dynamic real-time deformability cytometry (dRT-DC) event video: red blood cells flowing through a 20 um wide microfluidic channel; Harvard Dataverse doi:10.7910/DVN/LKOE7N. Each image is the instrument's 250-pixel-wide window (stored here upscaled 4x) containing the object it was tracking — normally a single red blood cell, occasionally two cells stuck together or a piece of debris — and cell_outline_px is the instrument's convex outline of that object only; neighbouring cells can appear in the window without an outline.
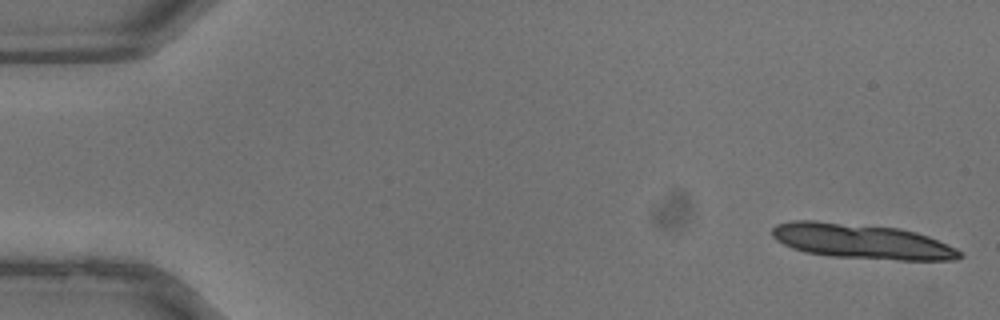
{"species": "common noctule bat (a hibernating species)", "species_latin": "Nyctalus noctula", "temperature_condition": "warm", "stored_images_in_passage": 34, "segment_of_instrument_passage": [1, 2], "camera_frame_rate_fps": 3000, "um_per_image_px": 0.085, "animal": {"sex": "male", "body_mass_g": 13.3}, "frame": {"image": 1, "passage_image": 1, "time_ms": 0.0, "image_size_px": [1000, 320], "cell_outline_px": [[964, 256], [956, 260], [896, 260], [828, 256], [804, 252], [792, 248], [776, 240], [772, 236], [772, 228], [776, 224], [792, 220], [816, 220], [900, 228], [916, 232], [928, 236], [956, 248]], "centroid_in_image_um": [73.22, 20.51], "position_along_channel_um": 11.8, "area_um2": 38.49}}